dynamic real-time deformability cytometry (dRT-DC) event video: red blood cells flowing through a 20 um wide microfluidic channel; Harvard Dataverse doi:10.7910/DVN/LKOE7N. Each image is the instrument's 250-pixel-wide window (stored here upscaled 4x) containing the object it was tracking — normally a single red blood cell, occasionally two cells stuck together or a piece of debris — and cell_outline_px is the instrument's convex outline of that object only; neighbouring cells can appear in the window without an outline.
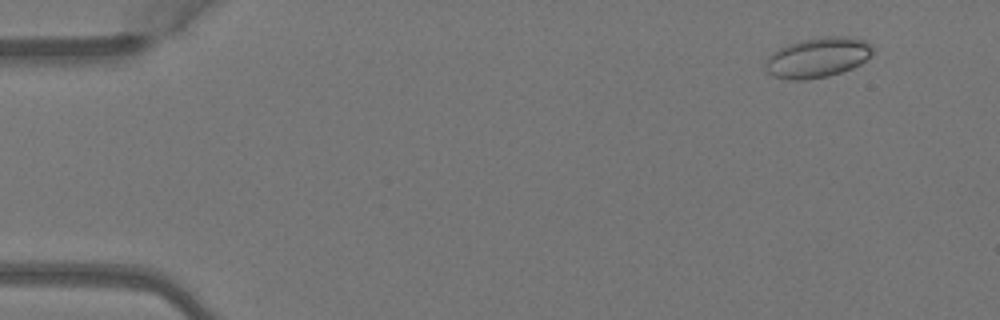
{"species": "Egyptian fruit bat (a non-hibernating species)", "species_latin": "Rousettus aegyptiacus", "temperature_condition": "warm", "stored_images_in_passage": 5, "camera_frame_rate_fps": 3000, "um_per_image_px": 0.085, "animal": {"sex": "female"}, "frame": {"image": 1, "passage_image": 2, "time_ms": 0.333, "image_size_px": [1000, 320], "cell_outline_px": [[872, 52], [860, 64], [852, 68], [828, 76], [804, 80], [788, 80], [772, 76], [764, 68], [764, 64], [768, 56], [780, 48], [788, 44], [800, 40], [820, 36], [844, 36], [864, 40], [872, 48]], "centroid_in_image_um": [69.44, 4.89], "position_along_channel_um": 15.6, "area_um2": 24.97}}
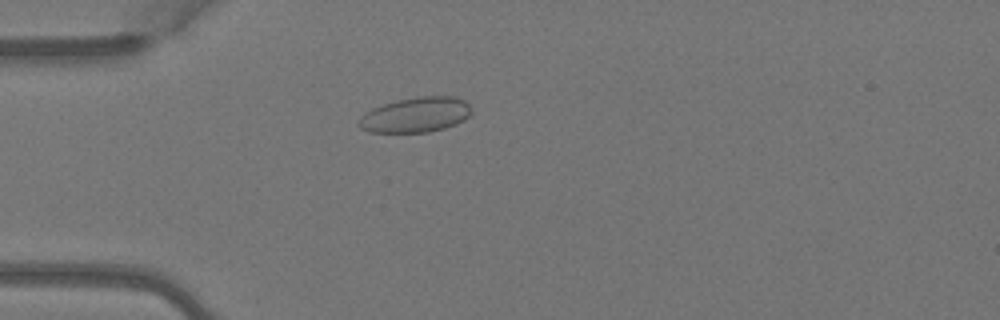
{"frame": {"image": 2, "passage_image": 4, "time_ms": 1.0, "image_size_px": [1000, 320], "cell_outline_px": [[472, 112], [464, 120], [444, 128], [428, 132], [368, 132], [360, 128], [356, 124], [360, 116], [372, 108], [384, 104], [400, 100], [420, 96], [452, 96], [464, 100], [472, 108]], "centroid_in_image_um": [35.32, 9.76], "position_along_channel_um": 49.7, "area_um2": 23.0}}